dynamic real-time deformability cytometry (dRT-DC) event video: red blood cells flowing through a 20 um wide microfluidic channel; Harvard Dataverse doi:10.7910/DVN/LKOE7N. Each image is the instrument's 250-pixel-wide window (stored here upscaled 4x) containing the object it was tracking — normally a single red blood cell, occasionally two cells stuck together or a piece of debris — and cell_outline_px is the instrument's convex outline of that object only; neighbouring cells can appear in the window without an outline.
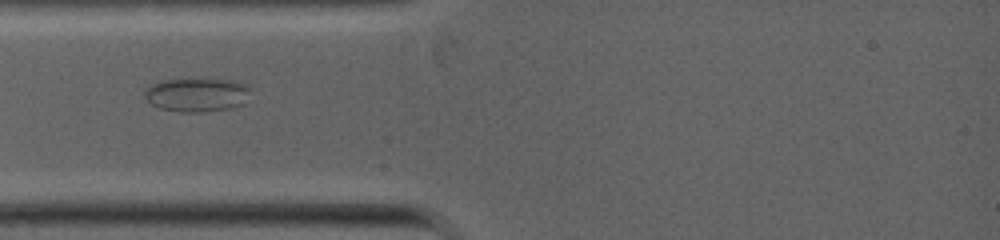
{"species": "common noctule bat (a hibernating species)", "species_latin": "Nyctalus noctula", "temperature_condition": "warm", "stored_images_in_passage": 5, "camera_frame_rate_fps": 5000, "um_per_image_px": 0.085, "animal": {"sex": "female", "body_mass_g": 19.0, "forearm_length_mm": 53.3}, "frame": {"image": 1, "passage_image": 3, "time_ms": 2.4, "image_size_px": [1000, 240], "cell_outline_px": [[248, 92], [244, 104], [232, 108], [204, 112], [180, 112], [160, 108], [152, 104], [144, 96], [144, 92], [152, 84], [160, 80], [208, 76], [212, 76], [236, 80], [248, 84]], "centroid_in_image_um": [16.77, 8.0], "position_along_channel_um": 68.2, "area_um2": 21.79}}
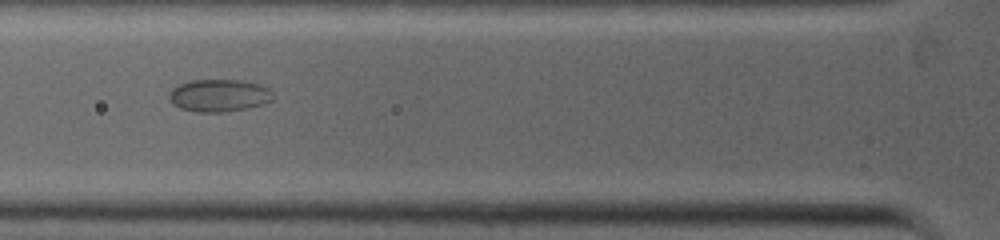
{"frame": {"image": 2, "passage_image": 5, "time_ms": 3.2, "image_size_px": [1000, 240], "cell_outline_px": [[272, 100], [264, 104], [248, 108], [220, 112], [196, 112], [180, 108], [172, 104], [168, 96], [172, 88], [188, 80], [240, 80], [260, 84], [268, 88], [272, 92]], "centroid_in_image_um": [18.6, 8.11], "position_along_channel_um": 107.2, "area_um2": 19.71}}